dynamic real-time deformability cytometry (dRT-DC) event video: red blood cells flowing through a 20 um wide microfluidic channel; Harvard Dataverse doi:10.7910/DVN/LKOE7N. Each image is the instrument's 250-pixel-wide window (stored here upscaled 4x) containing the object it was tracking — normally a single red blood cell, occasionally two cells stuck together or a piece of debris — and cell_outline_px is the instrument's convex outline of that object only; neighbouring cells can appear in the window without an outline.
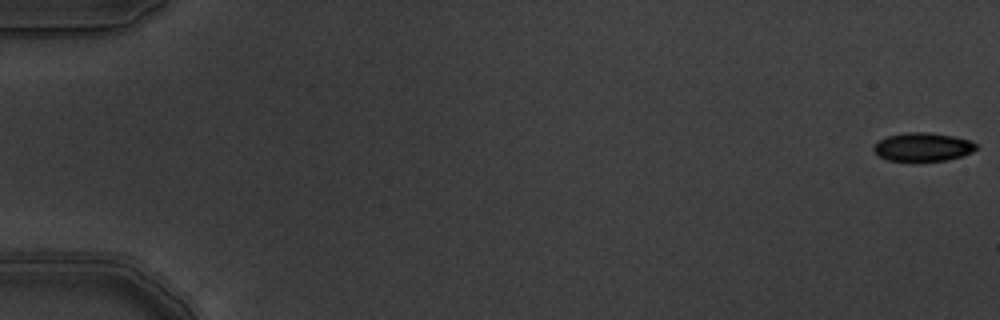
{"species": "common noctule bat (a hibernating species)", "species_latin": "Nyctalus noctula", "temperature_condition": "warm", "stored_images_in_passage": 5, "camera_frame_rate_fps": 3000, "um_per_image_px": 0.085, "animal": {"sex": "male", "body_mass_g": 19.5, "forearm_length_mm": 54.6}, "frame": {"image": 1, "passage_image": 1, "time_ms": 0.0, "image_size_px": [1000, 320], "cell_outline_px": [[976, 148], [972, 152], [948, 160], [888, 160], [880, 156], [872, 148], [880, 140], [888, 136], [908, 132], [928, 132], [952, 136], [972, 140], [976, 144]], "centroid_in_image_um": [78.47, 12.48], "position_along_channel_um": 6.5, "area_um2": 16.65}}
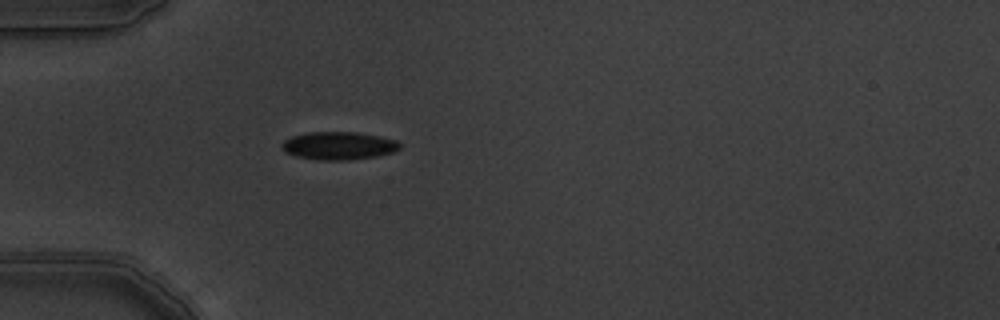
{"frame": {"image": 2, "passage_image": 5, "time_ms": 1.333, "image_size_px": [1000, 320], "cell_outline_px": [[400, 148], [396, 152], [376, 156], [348, 160], [316, 160], [296, 156], [284, 152], [280, 144], [284, 140], [292, 136], [308, 132], [356, 132], [380, 136], [396, 140], [400, 144]], "centroid_in_image_um": [28.78, 12.39], "position_along_channel_um": 56.2, "area_um2": 19.36}}